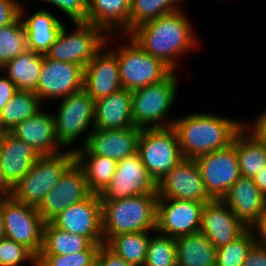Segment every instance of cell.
Segmentation results:
<instances>
[{"label": "cell", "instance_id": "obj_1", "mask_svg": "<svg viewBox=\"0 0 266 266\" xmlns=\"http://www.w3.org/2000/svg\"><path fill=\"white\" fill-rule=\"evenodd\" d=\"M190 23L180 9L136 27L129 36L145 52L176 71L178 57L198 48V39Z\"/></svg>", "mask_w": 266, "mask_h": 266}, {"label": "cell", "instance_id": "obj_2", "mask_svg": "<svg viewBox=\"0 0 266 266\" xmlns=\"http://www.w3.org/2000/svg\"><path fill=\"white\" fill-rule=\"evenodd\" d=\"M172 127L183 159H195L229 147L244 122L215 114L194 113L175 118Z\"/></svg>", "mask_w": 266, "mask_h": 266}, {"label": "cell", "instance_id": "obj_3", "mask_svg": "<svg viewBox=\"0 0 266 266\" xmlns=\"http://www.w3.org/2000/svg\"><path fill=\"white\" fill-rule=\"evenodd\" d=\"M157 194L101 202L104 243L111 237L134 232L156 231Z\"/></svg>", "mask_w": 266, "mask_h": 266}, {"label": "cell", "instance_id": "obj_4", "mask_svg": "<svg viewBox=\"0 0 266 266\" xmlns=\"http://www.w3.org/2000/svg\"><path fill=\"white\" fill-rule=\"evenodd\" d=\"M173 71L165 80L131 91L134 126L146 128L171 127L175 119L162 121L177 96L178 76Z\"/></svg>", "mask_w": 266, "mask_h": 266}, {"label": "cell", "instance_id": "obj_5", "mask_svg": "<svg viewBox=\"0 0 266 266\" xmlns=\"http://www.w3.org/2000/svg\"><path fill=\"white\" fill-rule=\"evenodd\" d=\"M127 43L119 44L116 53L122 88L135 89L165 80L173 70L162 60L145 52L129 35Z\"/></svg>", "mask_w": 266, "mask_h": 266}, {"label": "cell", "instance_id": "obj_6", "mask_svg": "<svg viewBox=\"0 0 266 266\" xmlns=\"http://www.w3.org/2000/svg\"><path fill=\"white\" fill-rule=\"evenodd\" d=\"M74 161L75 154L69 149L60 154L41 156L14 186L12 197L26 205L38 207Z\"/></svg>", "mask_w": 266, "mask_h": 266}, {"label": "cell", "instance_id": "obj_7", "mask_svg": "<svg viewBox=\"0 0 266 266\" xmlns=\"http://www.w3.org/2000/svg\"><path fill=\"white\" fill-rule=\"evenodd\" d=\"M137 153L156 184L183 160L178 137L172 126L142 129Z\"/></svg>", "mask_w": 266, "mask_h": 266}, {"label": "cell", "instance_id": "obj_8", "mask_svg": "<svg viewBox=\"0 0 266 266\" xmlns=\"http://www.w3.org/2000/svg\"><path fill=\"white\" fill-rule=\"evenodd\" d=\"M74 32L62 27L55 43L45 56L52 60L75 63L86 67L96 53L106 44L108 34L89 23H74Z\"/></svg>", "mask_w": 266, "mask_h": 266}, {"label": "cell", "instance_id": "obj_9", "mask_svg": "<svg viewBox=\"0 0 266 266\" xmlns=\"http://www.w3.org/2000/svg\"><path fill=\"white\" fill-rule=\"evenodd\" d=\"M60 100L59 109L53 115L57 139L63 148H67L88 127L94 129L95 100L84 89Z\"/></svg>", "mask_w": 266, "mask_h": 266}, {"label": "cell", "instance_id": "obj_10", "mask_svg": "<svg viewBox=\"0 0 266 266\" xmlns=\"http://www.w3.org/2000/svg\"><path fill=\"white\" fill-rule=\"evenodd\" d=\"M44 224L37 207L13 197L4 199L5 238L23 245L36 257L42 250Z\"/></svg>", "mask_w": 266, "mask_h": 266}, {"label": "cell", "instance_id": "obj_11", "mask_svg": "<svg viewBox=\"0 0 266 266\" xmlns=\"http://www.w3.org/2000/svg\"><path fill=\"white\" fill-rule=\"evenodd\" d=\"M194 160L200 170L206 192L213 200H221L241 176L233 144Z\"/></svg>", "mask_w": 266, "mask_h": 266}, {"label": "cell", "instance_id": "obj_12", "mask_svg": "<svg viewBox=\"0 0 266 266\" xmlns=\"http://www.w3.org/2000/svg\"><path fill=\"white\" fill-rule=\"evenodd\" d=\"M145 194H157V184L136 153L117 162L110 184L99 196L101 202H110Z\"/></svg>", "mask_w": 266, "mask_h": 266}, {"label": "cell", "instance_id": "obj_13", "mask_svg": "<svg viewBox=\"0 0 266 266\" xmlns=\"http://www.w3.org/2000/svg\"><path fill=\"white\" fill-rule=\"evenodd\" d=\"M91 194L82 168L74 161L45 195L37 211L45 223L51 222L66 207L81 202Z\"/></svg>", "mask_w": 266, "mask_h": 266}, {"label": "cell", "instance_id": "obj_14", "mask_svg": "<svg viewBox=\"0 0 266 266\" xmlns=\"http://www.w3.org/2000/svg\"><path fill=\"white\" fill-rule=\"evenodd\" d=\"M203 207L193 200L158 199L156 232L172 238L200 232Z\"/></svg>", "mask_w": 266, "mask_h": 266}, {"label": "cell", "instance_id": "obj_15", "mask_svg": "<svg viewBox=\"0 0 266 266\" xmlns=\"http://www.w3.org/2000/svg\"><path fill=\"white\" fill-rule=\"evenodd\" d=\"M85 68L44 56L43 65L35 94L41 102L48 99H62L84 88Z\"/></svg>", "mask_w": 266, "mask_h": 266}, {"label": "cell", "instance_id": "obj_16", "mask_svg": "<svg viewBox=\"0 0 266 266\" xmlns=\"http://www.w3.org/2000/svg\"><path fill=\"white\" fill-rule=\"evenodd\" d=\"M158 199L193 200L208 203L200 170L194 159H183L157 183Z\"/></svg>", "mask_w": 266, "mask_h": 266}, {"label": "cell", "instance_id": "obj_17", "mask_svg": "<svg viewBox=\"0 0 266 266\" xmlns=\"http://www.w3.org/2000/svg\"><path fill=\"white\" fill-rule=\"evenodd\" d=\"M51 222L64 231L87 237L93 244H105L101 199L97 194H91L81 202L66 207Z\"/></svg>", "mask_w": 266, "mask_h": 266}, {"label": "cell", "instance_id": "obj_18", "mask_svg": "<svg viewBox=\"0 0 266 266\" xmlns=\"http://www.w3.org/2000/svg\"><path fill=\"white\" fill-rule=\"evenodd\" d=\"M141 128L93 129L86 133L79 149L85 155H100L117 162L137 153Z\"/></svg>", "mask_w": 266, "mask_h": 266}, {"label": "cell", "instance_id": "obj_19", "mask_svg": "<svg viewBox=\"0 0 266 266\" xmlns=\"http://www.w3.org/2000/svg\"><path fill=\"white\" fill-rule=\"evenodd\" d=\"M109 38L110 35H108L106 44L96 53L84 70L83 89L94 100L109 96L122 88L117 55L112 49L107 51L104 49L108 45Z\"/></svg>", "mask_w": 266, "mask_h": 266}, {"label": "cell", "instance_id": "obj_20", "mask_svg": "<svg viewBox=\"0 0 266 266\" xmlns=\"http://www.w3.org/2000/svg\"><path fill=\"white\" fill-rule=\"evenodd\" d=\"M247 229L222 200H212L204 204L200 232L216 249L234 241Z\"/></svg>", "mask_w": 266, "mask_h": 266}, {"label": "cell", "instance_id": "obj_21", "mask_svg": "<svg viewBox=\"0 0 266 266\" xmlns=\"http://www.w3.org/2000/svg\"><path fill=\"white\" fill-rule=\"evenodd\" d=\"M10 133L28 143L40 156H52L64 152L60 149L63 147L57 139L54 115L42 109L18 123Z\"/></svg>", "mask_w": 266, "mask_h": 266}, {"label": "cell", "instance_id": "obj_22", "mask_svg": "<svg viewBox=\"0 0 266 266\" xmlns=\"http://www.w3.org/2000/svg\"><path fill=\"white\" fill-rule=\"evenodd\" d=\"M40 157L28 143L17 139L10 132L1 135L0 170L13 188Z\"/></svg>", "mask_w": 266, "mask_h": 266}, {"label": "cell", "instance_id": "obj_23", "mask_svg": "<svg viewBox=\"0 0 266 266\" xmlns=\"http://www.w3.org/2000/svg\"><path fill=\"white\" fill-rule=\"evenodd\" d=\"M247 228L266 209V197L254 184L252 178L240 176L221 199Z\"/></svg>", "mask_w": 266, "mask_h": 266}, {"label": "cell", "instance_id": "obj_24", "mask_svg": "<svg viewBox=\"0 0 266 266\" xmlns=\"http://www.w3.org/2000/svg\"><path fill=\"white\" fill-rule=\"evenodd\" d=\"M134 126L131 91L121 88L95 100L94 129L114 130Z\"/></svg>", "mask_w": 266, "mask_h": 266}, {"label": "cell", "instance_id": "obj_25", "mask_svg": "<svg viewBox=\"0 0 266 266\" xmlns=\"http://www.w3.org/2000/svg\"><path fill=\"white\" fill-rule=\"evenodd\" d=\"M131 0H88L87 23L108 35H129Z\"/></svg>", "mask_w": 266, "mask_h": 266}, {"label": "cell", "instance_id": "obj_26", "mask_svg": "<svg viewBox=\"0 0 266 266\" xmlns=\"http://www.w3.org/2000/svg\"><path fill=\"white\" fill-rule=\"evenodd\" d=\"M25 15V9L21 5L20 18L26 31L28 48L45 55L55 43L64 23L45 9L38 10L27 18Z\"/></svg>", "mask_w": 266, "mask_h": 266}, {"label": "cell", "instance_id": "obj_27", "mask_svg": "<svg viewBox=\"0 0 266 266\" xmlns=\"http://www.w3.org/2000/svg\"><path fill=\"white\" fill-rule=\"evenodd\" d=\"M241 176L253 178L266 167V145L244 126L234 137Z\"/></svg>", "mask_w": 266, "mask_h": 266}, {"label": "cell", "instance_id": "obj_28", "mask_svg": "<svg viewBox=\"0 0 266 266\" xmlns=\"http://www.w3.org/2000/svg\"><path fill=\"white\" fill-rule=\"evenodd\" d=\"M177 266H216V248L201 232L175 238Z\"/></svg>", "mask_w": 266, "mask_h": 266}, {"label": "cell", "instance_id": "obj_29", "mask_svg": "<svg viewBox=\"0 0 266 266\" xmlns=\"http://www.w3.org/2000/svg\"><path fill=\"white\" fill-rule=\"evenodd\" d=\"M44 56V54L28 50L9 60L0 69L6 71L7 77L15 84L18 90L35 92Z\"/></svg>", "mask_w": 266, "mask_h": 266}, {"label": "cell", "instance_id": "obj_30", "mask_svg": "<svg viewBox=\"0 0 266 266\" xmlns=\"http://www.w3.org/2000/svg\"><path fill=\"white\" fill-rule=\"evenodd\" d=\"M75 162L82 168L89 190L100 195L110 184L117 161L100 155H85L79 148H72Z\"/></svg>", "mask_w": 266, "mask_h": 266}, {"label": "cell", "instance_id": "obj_31", "mask_svg": "<svg viewBox=\"0 0 266 266\" xmlns=\"http://www.w3.org/2000/svg\"><path fill=\"white\" fill-rule=\"evenodd\" d=\"M40 98L31 91L18 90L11 100L3 107L0 114V128L3 132L12 129L42 109Z\"/></svg>", "mask_w": 266, "mask_h": 266}, {"label": "cell", "instance_id": "obj_32", "mask_svg": "<svg viewBox=\"0 0 266 266\" xmlns=\"http://www.w3.org/2000/svg\"><path fill=\"white\" fill-rule=\"evenodd\" d=\"M92 242L85 236L69 233L52 222L44 224L43 245L40 254L68 255L86 250Z\"/></svg>", "mask_w": 266, "mask_h": 266}, {"label": "cell", "instance_id": "obj_33", "mask_svg": "<svg viewBox=\"0 0 266 266\" xmlns=\"http://www.w3.org/2000/svg\"><path fill=\"white\" fill-rule=\"evenodd\" d=\"M151 231L123 233L111 237L105 245L132 266H144Z\"/></svg>", "mask_w": 266, "mask_h": 266}, {"label": "cell", "instance_id": "obj_34", "mask_svg": "<svg viewBox=\"0 0 266 266\" xmlns=\"http://www.w3.org/2000/svg\"><path fill=\"white\" fill-rule=\"evenodd\" d=\"M182 0H131L129 34L138 26L180 10Z\"/></svg>", "mask_w": 266, "mask_h": 266}, {"label": "cell", "instance_id": "obj_35", "mask_svg": "<svg viewBox=\"0 0 266 266\" xmlns=\"http://www.w3.org/2000/svg\"><path fill=\"white\" fill-rule=\"evenodd\" d=\"M28 50L26 31L20 17L12 24L0 27V68Z\"/></svg>", "mask_w": 266, "mask_h": 266}, {"label": "cell", "instance_id": "obj_36", "mask_svg": "<svg viewBox=\"0 0 266 266\" xmlns=\"http://www.w3.org/2000/svg\"><path fill=\"white\" fill-rule=\"evenodd\" d=\"M144 266H177L175 238L154 232L148 241Z\"/></svg>", "mask_w": 266, "mask_h": 266}, {"label": "cell", "instance_id": "obj_37", "mask_svg": "<svg viewBox=\"0 0 266 266\" xmlns=\"http://www.w3.org/2000/svg\"><path fill=\"white\" fill-rule=\"evenodd\" d=\"M254 244L253 233L248 228L234 241L216 249V266H243Z\"/></svg>", "mask_w": 266, "mask_h": 266}, {"label": "cell", "instance_id": "obj_38", "mask_svg": "<svg viewBox=\"0 0 266 266\" xmlns=\"http://www.w3.org/2000/svg\"><path fill=\"white\" fill-rule=\"evenodd\" d=\"M100 245L92 243L86 250L68 255L39 254L37 266H90L96 261Z\"/></svg>", "mask_w": 266, "mask_h": 266}, {"label": "cell", "instance_id": "obj_39", "mask_svg": "<svg viewBox=\"0 0 266 266\" xmlns=\"http://www.w3.org/2000/svg\"><path fill=\"white\" fill-rule=\"evenodd\" d=\"M27 260L37 266V257L29 249L13 240L0 239V266H18Z\"/></svg>", "mask_w": 266, "mask_h": 266}, {"label": "cell", "instance_id": "obj_40", "mask_svg": "<svg viewBox=\"0 0 266 266\" xmlns=\"http://www.w3.org/2000/svg\"><path fill=\"white\" fill-rule=\"evenodd\" d=\"M41 1L48 2V4L59 8L66 15H68V17H70L73 23L87 22L88 0H41Z\"/></svg>", "mask_w": 266, "mask_h": 266}, {"label": "cell", "instance_id": "obj_41", "mask_svg": "<svg viewBox=\"0 0 266 266\" xmlns=\"http://www.w3.org/2000/svg\"><path fill=\"white\" fill-rule=\"evenodd\" d=\"M19 2L17 0H0V27L10 25L20 17L21 3Z\"/></svg>", "mask_w": 266, "mask_h": 266}, {"label": "cell", "instance_id": "obj_42", "mask_svg": "<svg viewBox=\"0 0 266 266\" xmlns=\"http://www.w3.org/2000/svg\"><path fill=\"white\" fill-rule=\"evenodd\" d=\"M96 261L99 266H132L128 264L123 258L114 253L105 244L100 245Z\"/></svg>", "mask_w": 266, "mask_h": 266}, {"label": "cell", "instance_id": "obj_43", "mask_svg": "<svg viewBox=\"0 0 266 266\" xmlns=\"http://www.w3.org/2000/svg\"><path fill=\"white\" fill-rule=\"evenodd\" d=\"M243 266H266V247L254 244L248 252Z\"/></svg>", "mask_w": 266, "mask_h": 266}, {"label": "cell", "instance_id": "obj_44", "mask_svg": "<svg viewBox=\"0 0 266 266\" xmlns=\"http://www.w3.org/2000/svg\"><path fill=\"white\" fill-rule=\"evenodd\" d=\"M249 229L253 233L255 244L266 247V209Z\"/></svg>", "mask_w": 266, "mask_h": 266}, {"label": "cell", "instance_id": "obj_45", "mask_svg": "<svg viewBox=\"0 0 266 266\" xmlns=\"http://www.w3.org/2000/svg\"><path fill=\"white\" fill-rule=\"evenodd\" d=\"M18 91L15 84L7 77H0V114L3 107Z\"/></svg>", "mask_w": 266, "mask_h": 266}, {"label": "cell", "instance_id": "obj_46", "mask_svg": "<svg viewBox=\"0 0 266 266\" xmlns=\"http://www.w3.org/2000/svg\"><path fill=\"white\" fill-rule=\"evenodd\" d=\"M244 126L260 142L266 145V110L258 115L251 128L246 123H244Z\"/></svg>", "mask_w": 266, "mask_h": 266}, {"label": "cell", "instance_id": "obj_47", "mask_svg": "<svg viewBox=\"0 0 266 266\" xmlns=\"http://www.w3.org/2000/svg\"><path fill=\"white\" fill-rule=\"evenodd\" d=\"M13 187L7 182L4 174L0 170V200L12 197Z\"/></svg>", "mask_w": 266, "mask_h": 266}, {"label": "cell", "instance_id": "obj_48", "mask_svg": "<svg viewBox=\"0 0 266 266\" xmlns=\"http://www.w3.org/2000/svg\"><path fill=\"white\" fill-rule=\"evenodd\" d=\"M252 180L260 192L266 197V167L254 176Z\"/></svg>", "mask_w": 266, "mask_h": 266}, {"label": "cell", "instance_id": "obj_49", "mask_svg": "<svg viewBox=\"0 0 266 266\" xmlns=\"http://www.w3.org/2000/svg\"><path fill=\"white\" fill-rule=\"evenodd\" d=\"M5 238L4 199L0 200V239Z\"/></svg>", "mask_w": 266, "mask_h": 266}, {"label": "cell", "instance_id": "obj_50", "mask_svg": "<svg viewBox=\"0 0 266 266\" xmlns=\"http://www.w3.org/2000/svg\"><path fill=\"white\" fill-rule=\"evenodd\" d=\"M90 266H99L98 262L95 261L94 263H92Z\"/></svg>", "mask_w": 266, "mask_h": 266}, {"label": "cell", "instance_id": "obj_51", "mask_svg": "<svg viewBox=\"0 0 266 266\" xmlns=\"http://www.w3.org/2000/svg\"><path fill=\"white\" fill-rule=\"evenodd\" d=\"M3 134V131L1 130V128H0V138H1V135Z\"/></svg>", "mask_w": 266, "mask_h": 266}]
</instances>
